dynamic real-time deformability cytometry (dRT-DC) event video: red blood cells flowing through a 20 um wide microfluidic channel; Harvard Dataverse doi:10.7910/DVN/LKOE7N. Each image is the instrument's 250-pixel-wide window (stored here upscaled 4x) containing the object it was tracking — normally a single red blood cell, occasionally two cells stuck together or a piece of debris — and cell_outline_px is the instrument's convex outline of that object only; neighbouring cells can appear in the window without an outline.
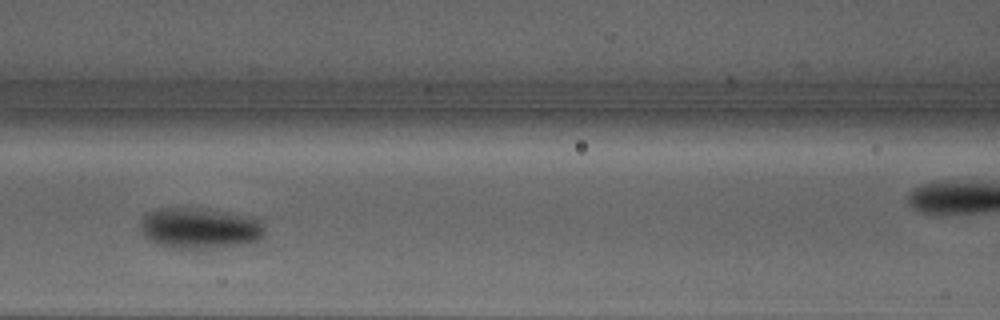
{"species": "Egyptian fruit bat (a non-hibernating species)", "species_latin": "Rousettus aegyptiacus", "temperature_condition": "warm", "stored_images_in_passage": 29, "camera_frame_rate_fps": 3000, "um_per_image_px": 0.085, "animal": {"sex": "male"}, "frame": {"image": 1, "passage_image": 9, "time_ms": 2.667, "image_size_px": [1000, 320], "cell_outline_px": [[264, 236], [260, 240], [248, 244], [212, 248], [176, 248], [160, 244], [148, 240], [140, 232], [140, 220], [148, 212], [160, 208], [180, 208], [224, 212], [244, 216], [260, 220], [264, 228]], "centroid_in_image_um": [16.96, 19.42], "position_along_channel_um": 149.6, "area_um2": 29.3}}
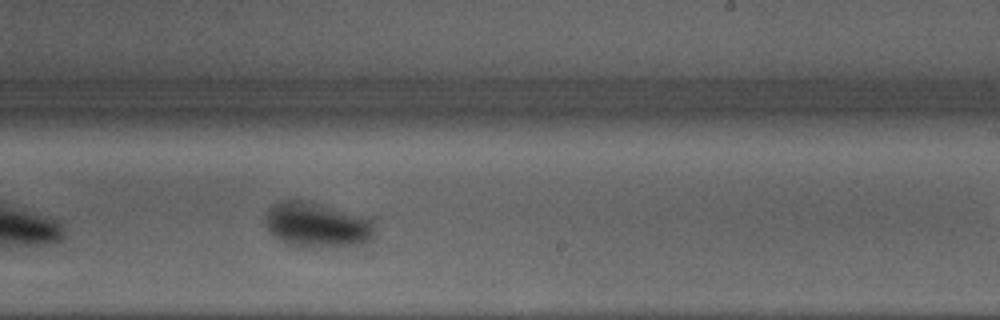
{"frame": {"image": 2, "passage_image": 17, "time_ms": 5.333, "image_size_px": [1000, 320], "cell_outline_px": [[376, 236], [372, 240], [364, 244], [312, 248], [288, 244], [280, 240], [268, 228], [264, 220], [264, 216], [272, 204], [280, 200], [300, 200], [376, 216]], "centroid_in_image_um": [27.1, 19.1], "position_along_channel_um": 261.9, "area_um2": 29.77}, "authors_computed_cell_mechanics": {"area_um2": 28.1486, "velocity_mm_per_s": 4.2376, "shape_relaxation_time_tau1_ms": 2.8217, "shape_relaxation_time_tau2_ms": null, "deformation_change_tau1": 0.1639, "deformation_change_tau2": null}}